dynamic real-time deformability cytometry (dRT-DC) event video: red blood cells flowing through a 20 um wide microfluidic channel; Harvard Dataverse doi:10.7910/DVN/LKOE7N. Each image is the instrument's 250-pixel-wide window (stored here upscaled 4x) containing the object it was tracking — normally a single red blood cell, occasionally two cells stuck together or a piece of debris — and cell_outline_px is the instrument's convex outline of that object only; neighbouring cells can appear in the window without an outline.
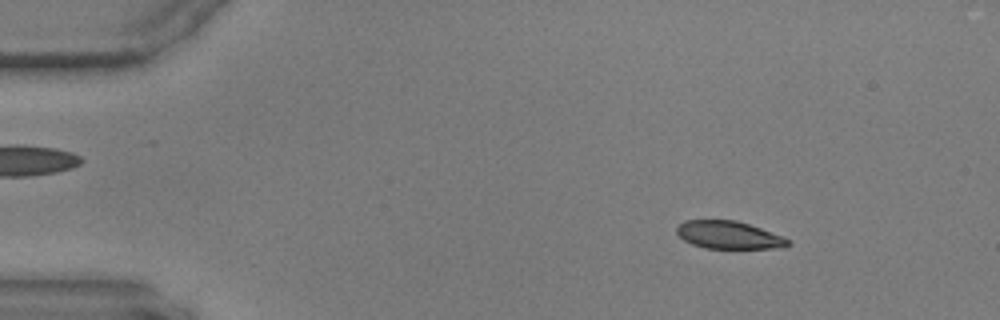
{"species": "common noctule bat (a hibernating species)", "species_latin": "Nyctalus noctula", "temperature_condition": "warm", "stored_images_in_passage": 14, "camera_frame_rate_fps": 3000, "um_per_image_px": 0.085, "animal": {"sex": "male", "body_mass_g": 17.9, "forearm_length_mm": 54.2}, "frame": {"image": 1, "passage_image": 8, "time_ms": 2.333, "image_size_px": [1000, 320], "cell_outline_px": [[792, 244], [784, 248], [704, 248], [692, 244], [684, 240], [676, 232], [676, 228], [684, 220], [736, 220], [784, 236], [792, 240]], "centroid_in_image_um": [62.0, 19.98], "position_along_channel_um": 23.0, "area_um2": 18.09}}